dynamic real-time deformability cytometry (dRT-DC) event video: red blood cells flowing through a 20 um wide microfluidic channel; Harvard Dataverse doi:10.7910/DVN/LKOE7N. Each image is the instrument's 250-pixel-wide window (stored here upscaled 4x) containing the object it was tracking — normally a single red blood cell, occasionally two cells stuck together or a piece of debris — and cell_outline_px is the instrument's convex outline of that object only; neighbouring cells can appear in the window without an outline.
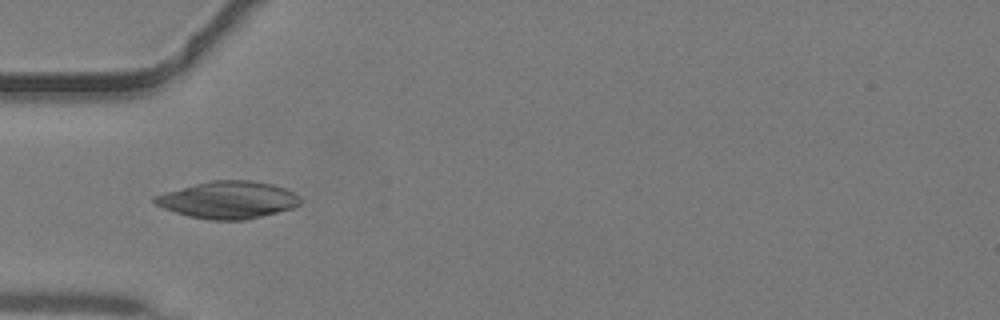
{"species": "common noctule bat (a hibernating species)", "species_latin": "Nyctalus noctula", "temperature_condition": "warm", "stored_images_in_passage": 11, "camera_frame_rate_fps": 3000, "um_per_image_px": 0.085, "animal": {"sex": "male", "body_mass_g": 19.2, "forearm_length_mm": 51.8}, "frame": {"image": 1, "passage_image": 1, "time_ms": 0.0, "image_size_px": [1000, 320], "cell_outline_px": [[300, 204], [292, 208], [244, 220], [208, 220], [188, 216], [164, 208], [156, 204], [152, 200], [152, 196], [164, 192], [212, 180], [252, 180], [272, 184], [284, 188], [300, 196]], "centroid_in_image_um": [19.37, 16.99], "position_along_channel_um": 65.6, "area_um2": 31.39}}
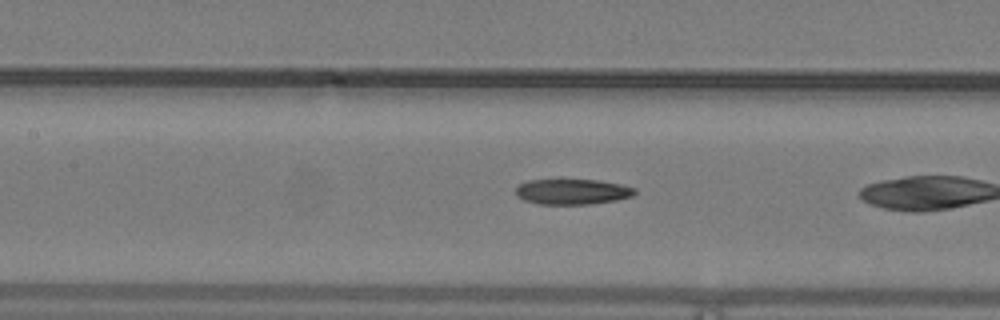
{"frame": {"image": 2, "passage_image": 5, "time_ms": 1.333, "image_size_px": [1000, 320], "cell_outline_px": [[636, 192], [632, 196], [616, 200], [592, 204], [536, 204], [524, 200], [516, 196], [516, 188], [520, 184], [528, 180], [600, 180], [620, 184], [636, 188]], "centroid_in_image_um": [48.65, 16.3], "position_along_channel_um": 158.8, "area_um2": 17.69}}